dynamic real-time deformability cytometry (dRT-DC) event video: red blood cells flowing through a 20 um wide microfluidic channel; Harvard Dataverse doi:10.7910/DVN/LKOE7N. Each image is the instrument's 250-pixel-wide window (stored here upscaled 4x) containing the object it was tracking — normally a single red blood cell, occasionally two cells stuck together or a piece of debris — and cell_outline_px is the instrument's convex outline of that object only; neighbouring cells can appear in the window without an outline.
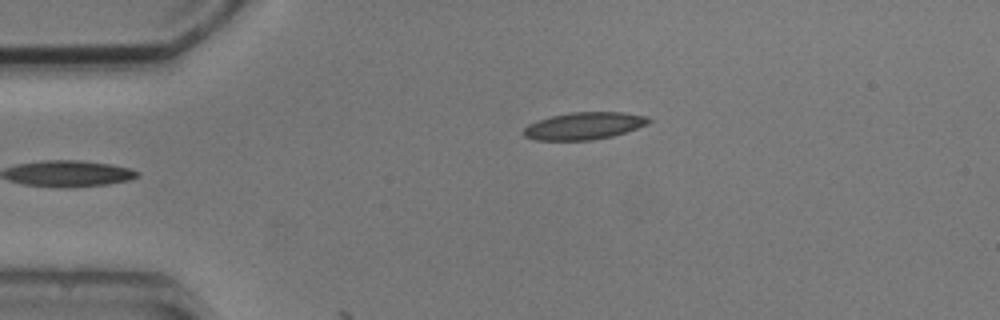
{"species": "common noctule bat (a hibernating species)", "species_latin": "Nyctalus noctula", "temperature_condition": "cold", "stored_images_in_passage": 3, "camera_frame_rate_fps": 3000, "um_per_image_px": 0.085, "animal": {"sex": "male", "body_mass_g": 20.5, "forearm_length_mm": 52.5}, "frame": {"image": 1, "passage_image": 3, "time_ms": 3.0, "image_size_px": [1000, 320], "cell_outline_px": [[652, 120], [636, 128], [612, 136], [592, 140], [536, 140], [524, 136], [524, 128], [528, 124], [552, 116], [568, 112], [624, 112], [648, 116]], "centroid_in_image_um": [49.64, 10.69], "position_along_channel_um": 35.4, "area_um2": 19.65}}